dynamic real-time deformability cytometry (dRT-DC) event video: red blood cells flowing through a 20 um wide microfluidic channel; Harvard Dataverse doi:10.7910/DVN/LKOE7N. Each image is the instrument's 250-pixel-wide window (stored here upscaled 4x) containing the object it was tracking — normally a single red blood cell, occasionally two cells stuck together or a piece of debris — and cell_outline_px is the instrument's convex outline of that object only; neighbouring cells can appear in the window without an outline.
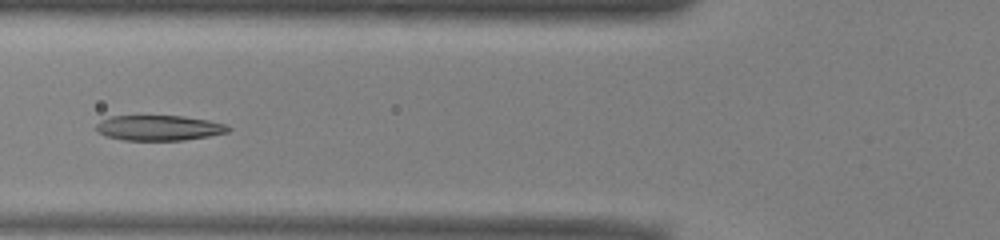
{"species": "common noctule bat (a hibernating species)", "species_latin": "Nyctalus noctula", "temperature_condition": "warm", "stored_images_in_passage": 41, "camera_frame_rate_fps": 3000, "um_per_image_px": 0.085, "animal": {"sex": "male", "body_mass_g": 13.0, "forearm_length_mm": 53.1}, "frame": {"image": 1, "passage_image": 18, "time_ms": 5.667, "image_size_px": [1000, 240], "cell_outline_px": [[232, 128], [228, 132], [208, 136], [184, 140], [124, 140], [104, 136], [96, 132], [96, 124], [100, 120], [112, 116], [184, 116], [208, 120], [228, 124]], "centroid_in_image_um": [13.51, 10.87], "position_along_channel_um": 112.3, "area_um2": 19.59}}
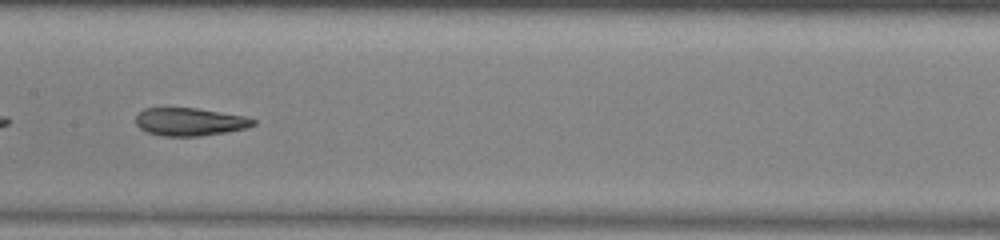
{"frame": {"image": 2, "passage_image": 24, "time_ms": 7.667, "image_size_px": [1000, 240], "cell_outline_px": [[256, 124], [244, 128], [224, 132], [200, 136], [160, 136], [148, 132], [140, 128], [136, 124], [136, 116], [144, 108], [196, 108], [244, 116], [256, 120]], "centroid_in_image_um": [16.1, 10.35], "position_along_channel_um": 191.3, "area_um2": 18.9}}
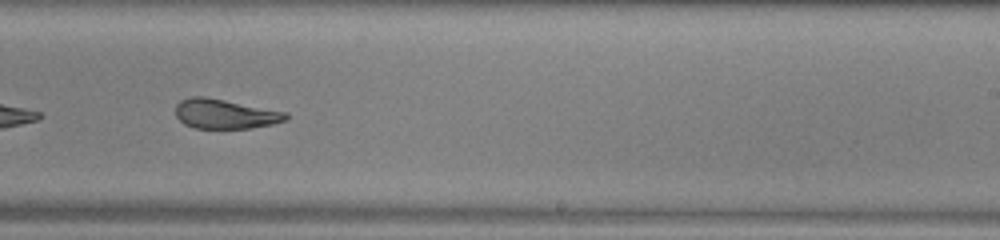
{"frame": {"image": 3, "passage_image": 30, "time_ms": 9.667, "image_size_px": [1000, 240], "cell_outline_px": [[288, 120], [272, 124], [252, 128], [196, 128], [184, 124], [176, 116], [176, 104], [180, 100], [188, 96], [204, 96], [288, 112]], "centroid_in_image_um": [19.13, 9.67], "position_along_channel_um": 269.9, "area_um2": 19.13}, "authors_computed_cell_mechanics": {"area_um2": 21.0392, "velocity_mm_per_s": 3.9478, "shape_relaxation_time_tau1_ms": 6.7793, "shape_relaxation_time_tau2_ms": 1.4149, "deformation_change_tau1": 0.228, "deformation_change_tau2": 0.0914}}